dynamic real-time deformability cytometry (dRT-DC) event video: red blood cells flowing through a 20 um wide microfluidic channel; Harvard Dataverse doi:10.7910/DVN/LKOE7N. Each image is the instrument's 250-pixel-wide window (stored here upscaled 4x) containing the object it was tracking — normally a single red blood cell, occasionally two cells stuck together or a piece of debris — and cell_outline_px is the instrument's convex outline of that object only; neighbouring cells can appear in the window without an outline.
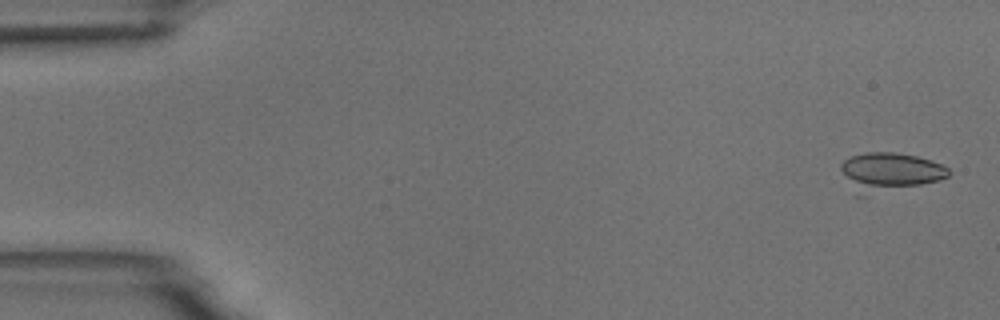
{"species": "common noctule bat (a hibernating species)", "species_latin": "Nyctalus noctula", "temperature_condition": "room temperature", "stored_images_in_passage": 5, "camera_frame_rate_fps": 3000, "um_per_image_px": 0.085, "animal": {"sex": "male", "body_mass_g": 18.8}, "frame": {"image": 1, "passage_image": 1, "time_ms": 0.0, "image_size_px": [1000, 320], "cell_outline_px": [[952, 172], [948, 176], [940, 180], [864, 196], [856, 196], [840, 168], [840, 164], [844, 160], [852, 156], [864, 152], [892, 152], [916, 156], [932, 160], [948, 168]], "centroid_in_image_um": [75.6, 14.61], "position_along_channel_um": 9.4, "area_um2": 24.16}}
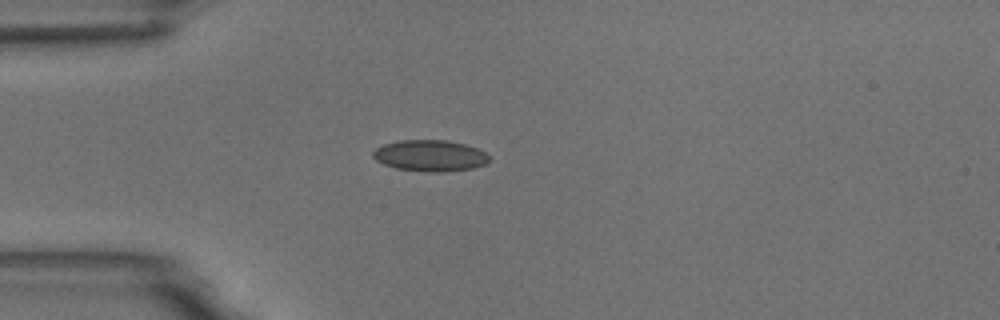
{"frame": {"image": 2, "passage_image": 4, "time_ms": 4.333, "image_size_px": [1000, 320], "cell_outline_px": [[488, 160], [484, 164], [472, 168], [440, 172], [432, 172], [396, 168], [384, 164], [376, 160], [372, 156], [372, 152], [376, 148], [384, 144], [400, 140], [448, 140], [464, 144], [476, 148], [484, 152], [488, 156]], "centroid_in_image_um": [36.52, 13.22], "position_along_channel_um": 48.5, "area_um2": 20.92}}